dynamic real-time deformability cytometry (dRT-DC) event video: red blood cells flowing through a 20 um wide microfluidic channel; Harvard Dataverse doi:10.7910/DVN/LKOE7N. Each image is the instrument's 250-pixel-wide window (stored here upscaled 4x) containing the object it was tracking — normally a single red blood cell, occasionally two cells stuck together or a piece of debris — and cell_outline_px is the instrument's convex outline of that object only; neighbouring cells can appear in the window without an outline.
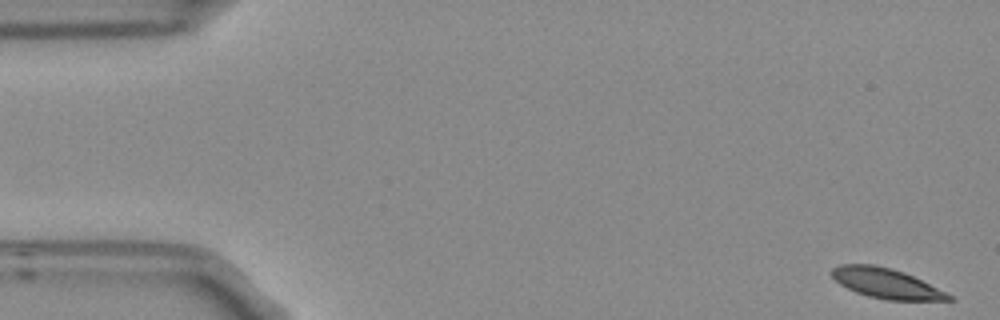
{"species": "Egyptian fruit bat (a non-hibernating species)", "species_latin": "Rousettus aegyptiacus", "temperature_condition": "room temperature", "stored_images_in_passage": 4, "camera_frame_rate_fps": 3000, "um_per_image_px": 0.085, "frame": {"image": 1, "passage_image": 1, "time_ms": 0.0, "image_size_px": [1000, 320], "cell_outline_px": [[956, 300], [888, 300], [868, 296], [856, 292], [840, 284], [828, 272], [832, 268], [840, 264], [872, 264], [892, 268], [904, 272], [952, 296]], "centroid_in_image_um": [75.26, 24.07], "position_along_channel_um": 9.7, "area_um2": 20.17}}
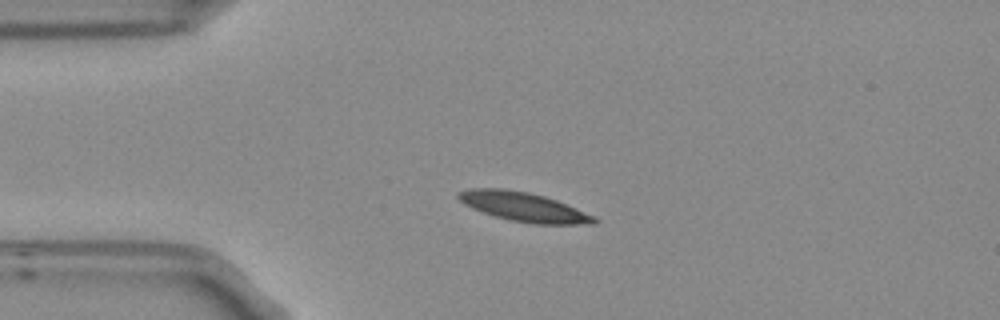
{"frame": {"image": 2, "passage_image": 4, "time_ms": 1.0, "image_size_px": [1000, 320], "cell_outline_px": [[600, 220], [596, 224], [532, 224], [508, 220], [472, 208], [464, 204], [456, 196], [456, 192], [468, 188], [504, 188], [528, 192], [544, 196], [556, 200], [596, 216]], "centroid_in_image_um": [44.52, 17.58], "position_along_channel_um": 40.5, "area_um2": 23.29}}